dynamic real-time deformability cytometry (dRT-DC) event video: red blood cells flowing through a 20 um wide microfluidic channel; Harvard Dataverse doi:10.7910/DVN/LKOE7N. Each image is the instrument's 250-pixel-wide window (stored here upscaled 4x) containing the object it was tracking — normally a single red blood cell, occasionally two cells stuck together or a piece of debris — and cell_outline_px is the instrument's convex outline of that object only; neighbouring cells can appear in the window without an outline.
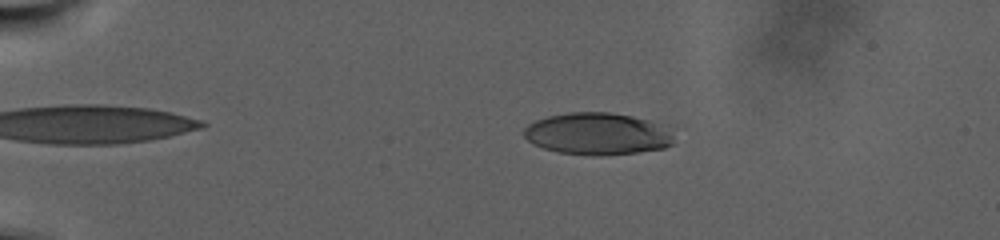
{"species": "human", "species_latin": "Homo sapiens", "temperature_condition": "warm", "stored_images_in_passage": 107, "camera_frame_rate_fps": 3000, "um_per_image_px": 0.085, "donor": {"sex": "male"}, "frame": {"image": 1, "passage_image": 24, "time_ms": 7.667, "image_size_px": [1000, 240], "cell_outline_px": [[672, 144], [664, 148], [636, 152], [600, 156], [592, 156], [560, 152], [544, 148], [532, 144], [524, 136], [524, 128], [528, 124], [536, 120], [548, 116], [568, 112], [612, 112], [632, 116], [648, 120], [660, 124], [672, 136]], "centroid_in_image_um": [50.74, 11.37], "position_along_channel_um": 34.3, "area_um2": 36.59}}
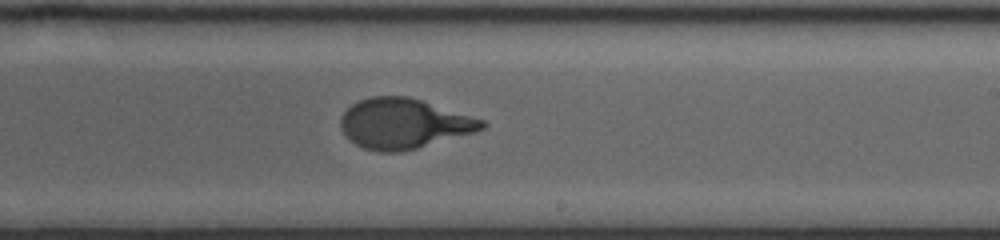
{"frame": {"image": 2, "passage_image": 69, "time_ms": 22.667, "image_size_px": [1000, 240], "cell_outline_px": [[488, 124], [484, 128], [476, 132], [416, 148], [400, 152], [380, 152], [364, 148], [356, 144], [340, 128], [340, 116], [352, 104], [360, 100], [372, 96], [408, 96], [484, 120]], "centroid_in_image_um": [34.32, 10.5], "position_along_channel_um": 254.7, "area_um2": 40.92}}
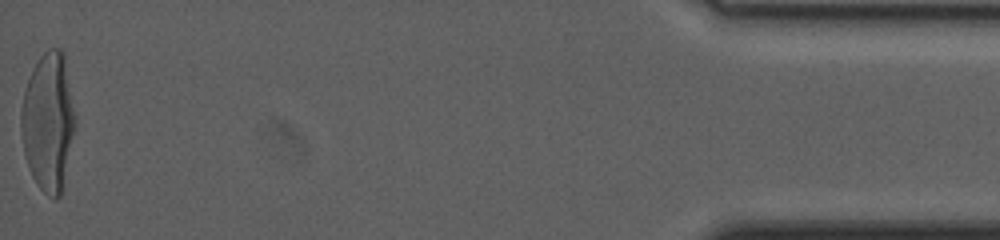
{"frame": {"image": 3, "passage_image": 107, "time_ms": 35.333, "image_size_px": [1000, 240], "cell_outline_px": [[76, 124], [60, 196], [56, 200], [52, 200], [40, 188], [32, 176], [24, 152], [20, 132], [20, 112], [24, 92], [32, 68], [40, 56], [48, 48], [60, 48], [64, 52], [76, 120]], "centroid_in_image_um": [4.1, 10.33], "position_along_channel_um": 431.1, "area_um2": 43.7}, "authors_computed_cell_mechanics": {"area_um2": 40.3444, "velocity_mm_per_s": 2.024, "shape_relaxation_time_tau1_ms": 9.7452, "shape_relaxation_time_tau2_ms": null, "deformation_change_tau1": 0.2844, "deformation_change_tau2": null}}